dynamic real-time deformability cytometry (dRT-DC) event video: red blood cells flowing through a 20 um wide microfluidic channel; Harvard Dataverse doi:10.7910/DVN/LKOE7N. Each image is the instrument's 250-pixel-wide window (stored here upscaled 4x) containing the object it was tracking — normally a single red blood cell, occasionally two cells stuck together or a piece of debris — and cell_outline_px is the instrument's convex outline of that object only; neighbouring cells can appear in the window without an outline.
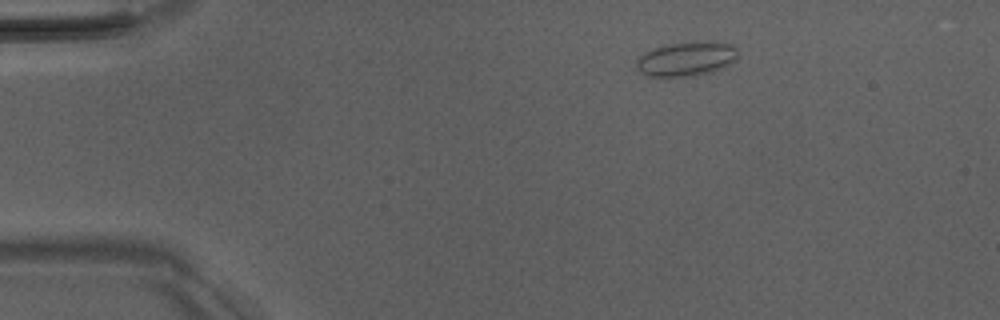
{"species": "Egyptian fruit bat (a non-hibernating species)", "species_latin": "Rousettus aegyptiacus", "temperature_condition": "room temperature", "stored_images_in_passage": 3, "camera_frame_rate_fps": 3000, "um_per_image_px": 0.085, "animal": {"sex": "male"}, "frame": {"image": 1, "passage_image": 1, "time_ms": 0.0, "image_size_px": [1000, 320], "cell_outline_px": [[736, 56], [732, 64], [712, 72], [696, 76], [648, 76], [640, 72], [636, 68], [636, 60], [644, 52], [668, 44], [696, 40], [732, 44], [736, 48]], "centroid_in_image_um": [58.34, 5.0], "position_along_channel_um": 26.7, "area_um2": 20.46}}